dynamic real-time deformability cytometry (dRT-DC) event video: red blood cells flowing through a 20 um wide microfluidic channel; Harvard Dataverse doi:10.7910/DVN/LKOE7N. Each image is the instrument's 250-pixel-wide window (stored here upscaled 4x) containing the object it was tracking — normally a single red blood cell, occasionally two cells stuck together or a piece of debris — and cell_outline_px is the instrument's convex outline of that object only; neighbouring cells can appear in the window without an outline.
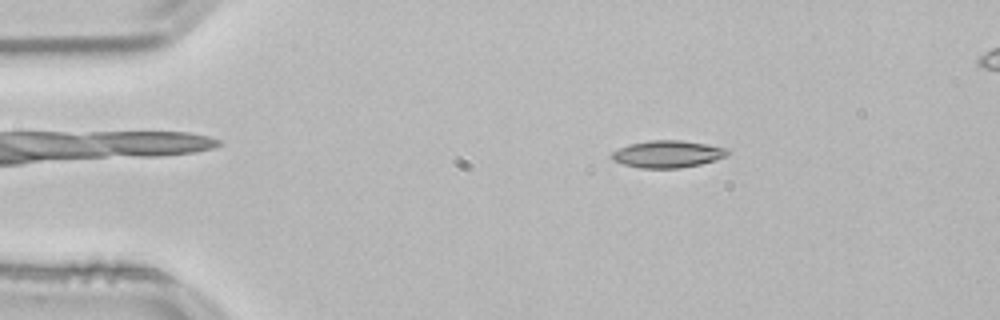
{"species": "common noctule bat (a hibernating species)", "species_latin": "Nyctalus noctula", "temperature_condition": "room temperature", "stored_images_in_passage": 53, "segment_of_instrument_passage": [1, 2], "camera_frame_rate_fps": 3000, "um_per_image_px": 0.085, "animal": {"sex": "male", "body_mass_g": 21.5, "forearm_length_mm": 52.0}, "frame": {"image": 1, "passage_image": 8, "time_ms": 2.333, "image_size_px": [1000, 320], "cell_outline_px": [[732, 152], [728, 156], [716, 160], [700, 164], [680, 168], [640, 168], [624, 164], [612, 160], [612, 152], [628, 144], [648, 140], [680, 140], [704, 144], [724, 148]], "centroid_in_image_um": [56.75, 13.1], "position_along_channel_um": 28.2, "area_um2": 18.26}}
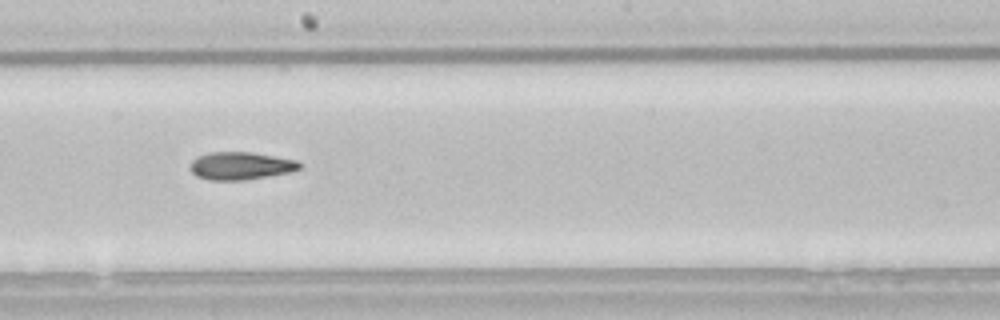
{"frame": {"image": 2, "passage_image": 28, "time_ms": 9.0, "image_size_px": [1000, 320], "cell_outline_px": [[300, 168], [292, 172], [244, 180], [208, 180], [196, 176], [188, 168], [192, 160], [208, 152], [252, 152], [296, 160], [300, 164]], "centroid_in_image_um": [20.43, 14.1], "position_along_channel_um": 227.8, "area_um2": 17.69}}
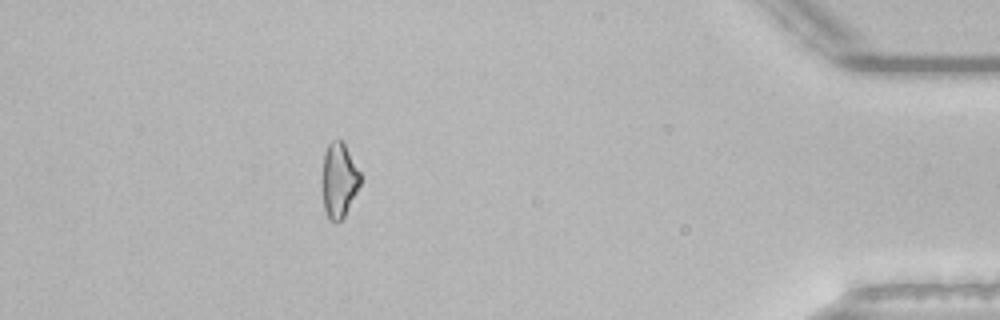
{"frame": {"image": 3, "passage_image": 46, "time_ms": 15.0, "image_size_px": [1000, 320], "cell_outline_px": [[360, 184], [344, 216], [336, 224], [328, 220], [324, 208], [324, 152], [328, 144], [332, 140], [340, 140], [344, 144], [360, 172]], "centroid_in_image_um": [28.82, 15.34], "position_along_channel_um": 406.4, "area_um2": 16.01}}